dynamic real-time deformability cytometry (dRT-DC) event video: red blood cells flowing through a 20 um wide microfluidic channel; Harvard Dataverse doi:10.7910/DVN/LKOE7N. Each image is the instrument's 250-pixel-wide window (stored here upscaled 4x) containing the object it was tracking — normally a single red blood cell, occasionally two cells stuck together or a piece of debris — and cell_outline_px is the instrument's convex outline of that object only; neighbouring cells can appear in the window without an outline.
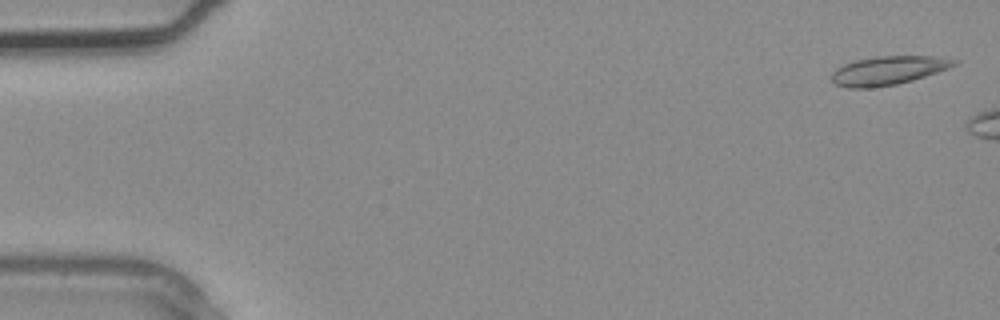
{"species": "common noctule bat (a hibernating species)", "species_latin": "Nyctalus noctula", "temperature_condition": "warm", "stored_images_in_passage": 2, "camera_frame_rate_fps": 3000, "um_per_image_px": 0.085, "animal": {"sex": "male", "body_mass_g": 20.4}, "frame": {"image": 1, "passage_image": 1, "time_ms": 0.0, "image_size_px": [1000, 320], "cell_outline_px": [[960, 64], [912, 80], [896, 84], [868, 88], [848, 88], [832, 84], [832, 72], [836, 68], [844, 64], [856, 60], [876, 56], [932, 56], [960, 60]], "centroid_in_image_um": [75.48, 5.99], "position_along_channel_um": 9.5, "area_um2": 20.52}}